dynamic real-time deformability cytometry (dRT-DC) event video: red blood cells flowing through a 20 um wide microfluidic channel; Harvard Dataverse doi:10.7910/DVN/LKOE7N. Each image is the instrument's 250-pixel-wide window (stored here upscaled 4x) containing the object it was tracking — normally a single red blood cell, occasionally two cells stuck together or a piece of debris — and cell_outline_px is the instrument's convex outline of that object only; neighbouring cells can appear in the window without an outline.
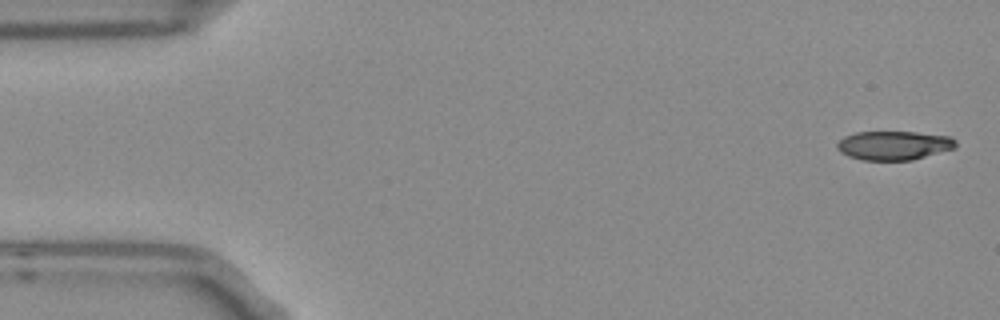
{"species": "Egyptian fruit bat (a non-hibernating species)", "species_latin": "Rousettus aegyptiacus", "temperature_condition": "room temperature", "stored_images_in_passage": 5, "camera_frame_rate_fps": 3000, "um_per_image_px": 0.085, "frame": {"image": 1, "passage_image": 1, "time_ms": 0.0, "image_size_px": [1000, 320], "cell_outline_px": [[956, 148], [912, 160], [864, 160], [848, 156], [840, 152], [836, 148], [836, 144], [844, 136], [856, 132], [916, 132], [952, 136], [956, 140]], "centroid_in_image_um": [75.99, 12.35], "position_along_channel_um": 9.0, "area_um2": 20.17}}
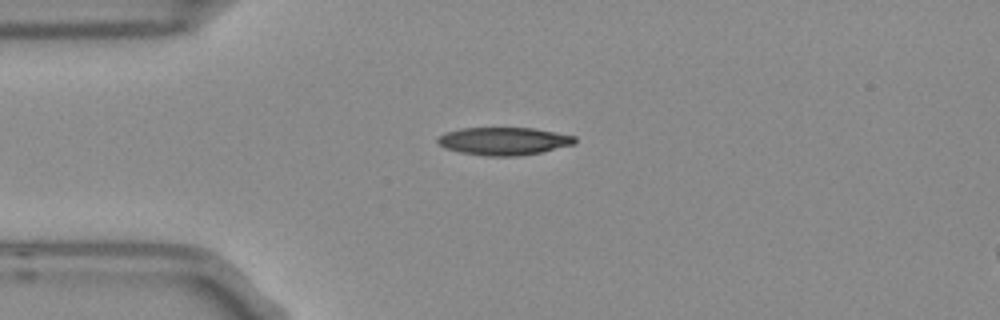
{"frame": {"image": 2, "passage_image": 4, "time_ms": 1.0, "image_size_px": [1000, 320], "cell_outline_px": [[576, 140], [572, 144], [540, 152], [516, 156], [484, 156], [460, 152], [444, 148], [436, 140], [444, 132], [460, 128], [532, 128], [576, 136]], "centroid_in_image_um": [42.77, 11.99], "position_along_channel_um": 42.2, "area_um2": 22.02}}
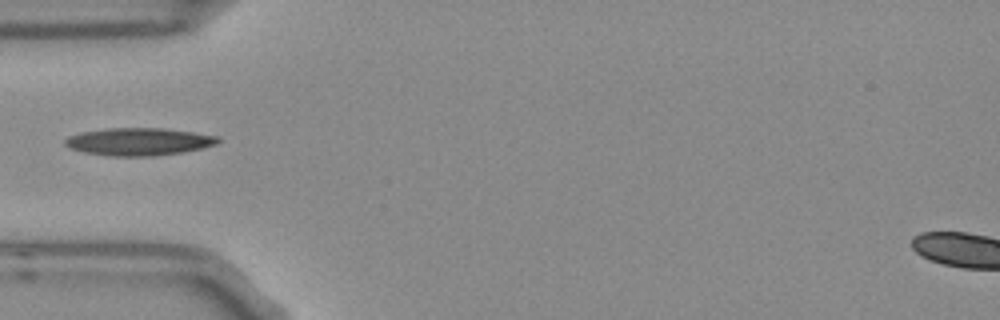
{"frame": {"image": 3, "passage_image": 5, "time_ms": 1.333, "image_size_px": [1000, 320], "cell_outline_px": [[220, 140], [216, 144], [200, 148], [180, 152], [152, 156], [112, 156], [84, 152], [72, 148], [64, 144], [64, 140], [68, 136], [80, 132], [108, 128], [164, 128], [220, 136]], "centroid_in_image_um": [11.78, 12.03], "position_along_channel_um": 73.2, "area_um2": 24.39}}